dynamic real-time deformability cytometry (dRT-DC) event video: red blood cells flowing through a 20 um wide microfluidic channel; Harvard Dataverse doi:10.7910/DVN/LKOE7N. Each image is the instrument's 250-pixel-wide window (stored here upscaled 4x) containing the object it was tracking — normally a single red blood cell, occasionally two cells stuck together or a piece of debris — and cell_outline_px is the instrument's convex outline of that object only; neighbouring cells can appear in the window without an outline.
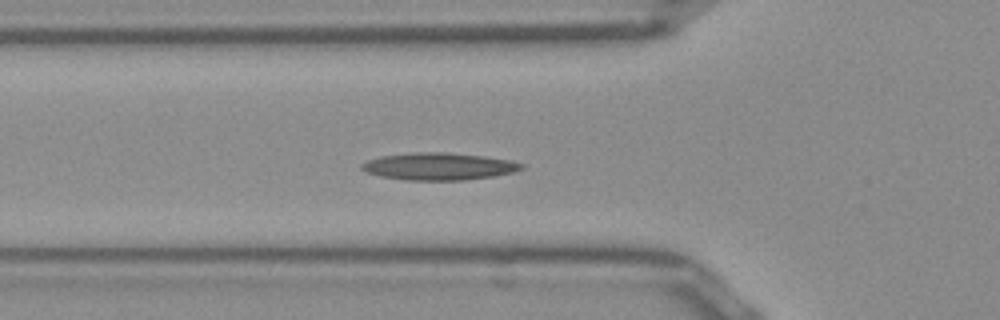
{"species": "Egyptian fruit bat (a non-hibernating species)", "species_latin": "Rousettus aegyptiacus", "temperature_condition": "room temperature", "stored_images_in_passage": 8, "camera_frame_rate_fps": 3000, "um_per_image_px": 0.085, "frame": {"image": 1, "passage_image": 7, "time_ms": 2.0, "image_size_px": [1000, 320], "cell_outline_px": [[524, 168], [512, 172], [492, 176], [464, 180], [404, 180], [380, 176], [368, 172], [360, 168], [360, 164], [368, 160], [384, 156], [416, 152], [444, 152], [484, 156], [512, 160], [524, 164]], "centroid_in_image_um": [37.32, 14.14], "position_along_channel_um": 88.5, "area_um2": 25.2}}